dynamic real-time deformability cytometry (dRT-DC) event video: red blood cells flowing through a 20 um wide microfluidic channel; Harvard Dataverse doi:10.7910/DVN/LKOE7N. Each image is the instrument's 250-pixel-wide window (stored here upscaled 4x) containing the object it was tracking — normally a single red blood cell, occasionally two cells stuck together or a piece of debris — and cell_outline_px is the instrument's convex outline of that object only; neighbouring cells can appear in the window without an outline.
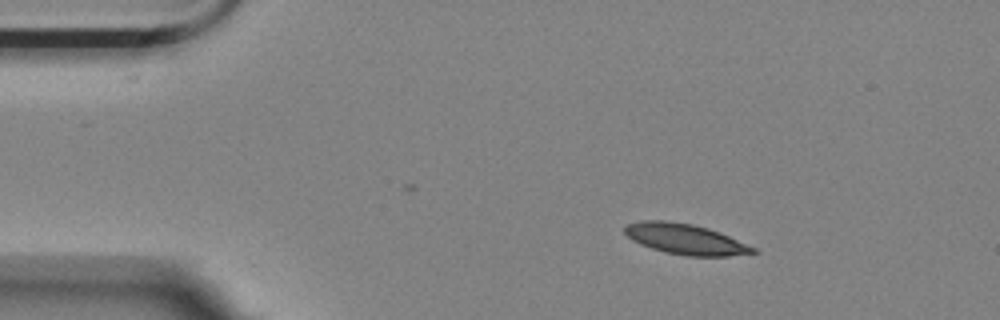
{"species": "Egyptian fruit bat (a non-hibernating species)", "species_latin": "Rousettus aegyptiacus", "temperature_condition": "room temperature", "stored_images_in_passage": 36, "camera_frame_rate_fps": 3000, "um_per_image_px": 0.085, "animal": {"sex": "female"}, "frame": {"image": 1, "passage_image": 1, "time_ms": 0.0, "image_size_px": [1000, 320], "cell_outline_px": [[760, 252], [728, 256], [688, 256], [664, 252], [640, 244], [632, 240], [624, 232], [624, 228], [628, 224], [644, 220], [664, 220], [692, 224], [708, 228], [728, 236], [756, 248]], "centroid_in_image_um": [58.25, 20.33], "position_along_channel_um": 26.7, "area_um2": 22.66}}
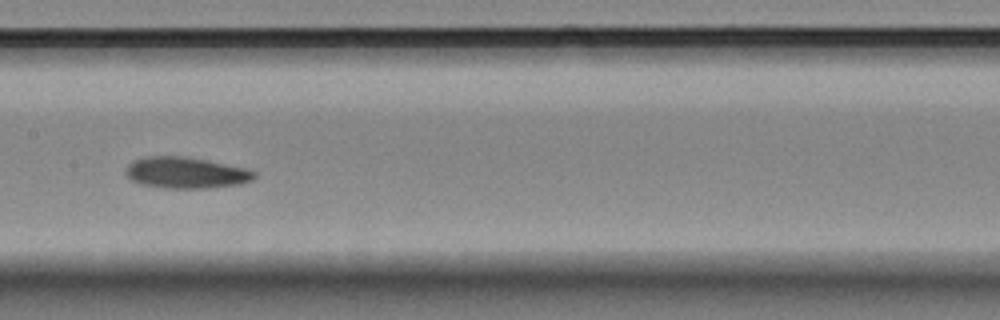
{"frame": {"image": 2, "passage_image": 20, "time_ms": 6.333, "image_size_px": [1000, 320], "cell_outline_px": [[256, 176], [252, 180], [240, 184], [208, 188], [164, 188], [140, 184], [132, 180], [124, 172], [128, 164], [132, 160], [148, 156], [184, 156], [208, 160], [248, 168], [256, 172]], "centroid_in_image_um": [15.81, 14.68], "position_along_channel_um": 191.6, "area_um2": 23.64}}
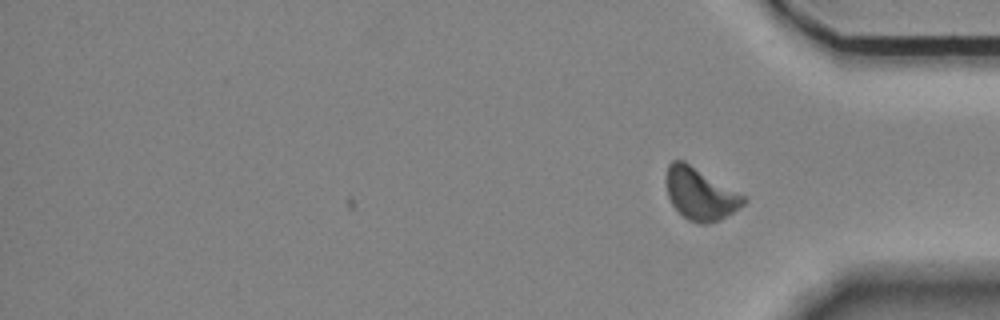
{"frame": {"image": 3, "passage_image": 36, "time_ms": 11.667, "image_size_px": [1000, 320], "cell_outline_px": [[748, 200], [740, 208], [720, 220], [708, 224], [700, 224], [688, 220], [672, 204], [668, 196], [668, 164], [672, 160], [684, 160], [748, 196]], "centroid_in_image_um": [59.6, 16.48], "position_along_channel_um": 375.6, "area_um2": 23.58}, "authors_computed_cell_mechanics": {"area_um2": 23.1489, "velocity_mm_per_s": 3.5311, "shape_relaxation_time_tau1_ms": 4.6405, "shape_relaxation_time_tau2_ms": 2.8697, "deformation_change_tau1": 0.1247, "deformation_change_tau2": 0.0897}}